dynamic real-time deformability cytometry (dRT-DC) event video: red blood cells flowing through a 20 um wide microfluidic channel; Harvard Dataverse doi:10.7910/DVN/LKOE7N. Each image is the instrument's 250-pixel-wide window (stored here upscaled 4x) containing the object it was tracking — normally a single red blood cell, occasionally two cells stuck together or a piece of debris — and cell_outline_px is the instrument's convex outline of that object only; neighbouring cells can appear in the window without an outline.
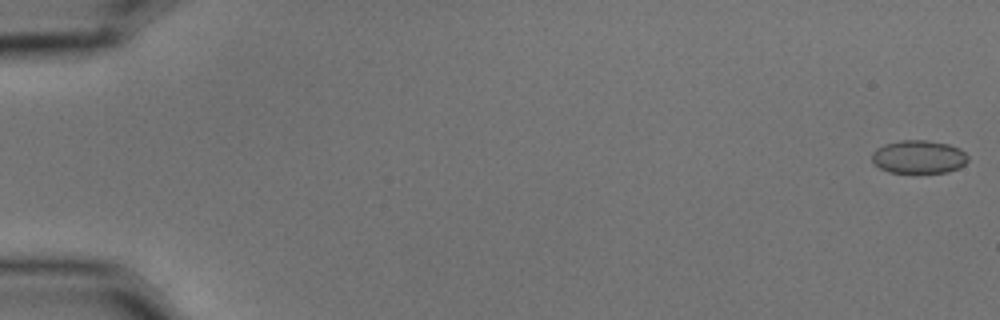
{"species": "common noctule bat (a hibernating species)", "species_latin": "Nyctalus noctula", "temperature_condition": "cold", "stored_images_in_passage": 2, "camera_frame_rate_fps": 3000, "um_per_image_px": 0.085, "animal": {"sex": "male", "body_mass_g": 15.6}, "frame": {"image": 1, "passage_image": 2, "time_ms": 0.333, "image_size_px": [1000, 320], "cell_outline_px": [[968, 160], [960, 168], [948, 172], [888, 172], [880, 168], [872, 160], [872, 152], [876, 148], [884, 144], [900, 140], [928, 140], [948, 144], [960, 148], [968, 156]], "centroid_in_image_um": [78.1, 13.32], "position_along_channel_um": 6.9, "area_um2": 18.61}}